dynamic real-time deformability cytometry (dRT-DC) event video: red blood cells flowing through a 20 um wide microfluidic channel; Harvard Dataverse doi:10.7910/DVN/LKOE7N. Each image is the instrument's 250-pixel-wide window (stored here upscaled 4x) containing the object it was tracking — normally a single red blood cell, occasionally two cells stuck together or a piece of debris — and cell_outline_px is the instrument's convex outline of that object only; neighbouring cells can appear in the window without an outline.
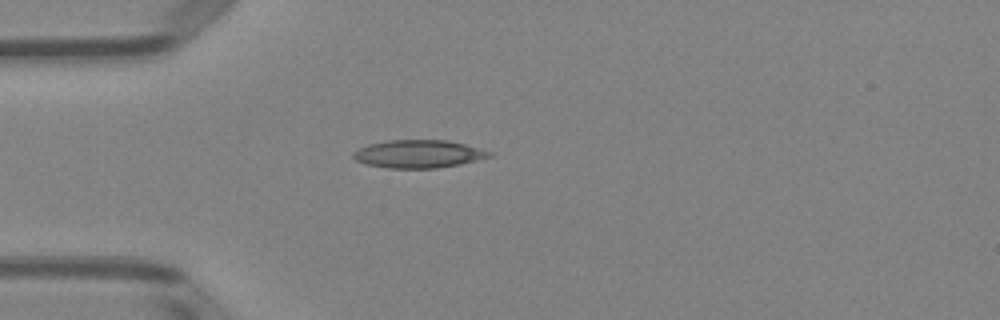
{"species": "Egyptian fruit bat (a non-hibernating species)", "species_latin": "Rousettus aegyptiacus", "temperature_condition": "room temperature", "stored_images_in_passage": 38, "camera_frame_rate_fps": 3000, "um_per_image_px": 0.085, "animal": {"sex": "female"}, "frame": {"image": 1, "passage_image": 1, "time_ms": 0.0, "image_size_px": [1000, 320], "cell_outline_px": [[496, 152], [492, 156], [460, 164], [436, 168], [388, 168], [368, 164], [356, 160], [352, 156], [352, 152], [368, 144], [388, 140], [448, 140]], "centroid_in_image_um": [35.6, 13.08], "position_along_channel_um": 49.4, "area_um2": 22.14}}
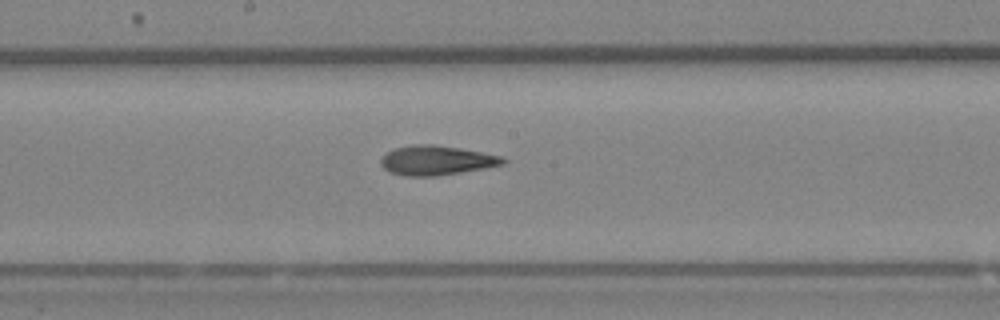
{"frame": {"image": 2, "passage_image": 14, "time_ms": 4.333, "image_size_px": [1000, 320], "cell_outline_px": [[508, 160], [504, 164], [484, 168], [436, 176], [408, 176], [392, 172], [384, 168], [380, 164], [380, 160], [388, 152], [396, 148], [412, 144], [432, 144], [460, 148], [500, 156]], "centroid_in_image_um": [37.1, 13.62], "position_along_channel_um": 211.1, "area_um2": 20.69}}
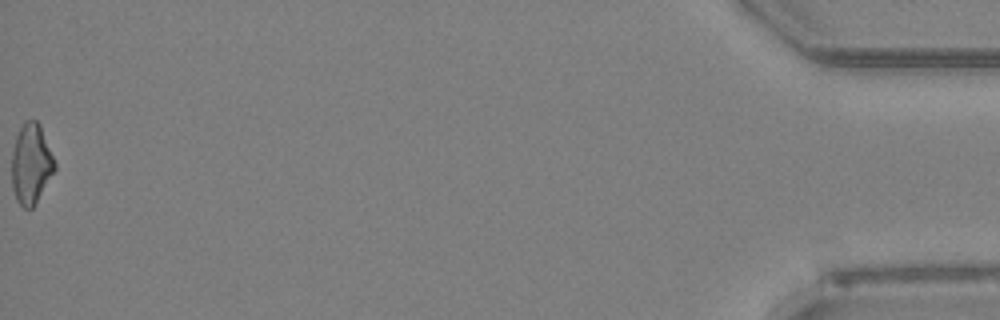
{"frame": {"image": 3, "passage_image": 38, "time_ms": 12.333, "image_size_px": [1000, 320], "cell_outline_px": [[56, 168], [36, 204], [32, 208], [24, 208], [16, 200], [12, 188], [12, 152], [16, 136], [24, 120], [36, 120], [40, 124], [56, 164]], "centroid_in_image_um": [2.64, 13.94], "position_along_channel_um": 432.6, "area_um2": 20.11}, "authors_computed_cell_mechanics": {"area_um2": 20.3167, "velocity_mm_per_s": 4.0215, "shape_relaxation_time_tau1_ms": null, "shape_relaxation_time_tau2_ms": 4.3791, "deformation_change_tau1": null, "deformation_change_tau2": 0.157}}